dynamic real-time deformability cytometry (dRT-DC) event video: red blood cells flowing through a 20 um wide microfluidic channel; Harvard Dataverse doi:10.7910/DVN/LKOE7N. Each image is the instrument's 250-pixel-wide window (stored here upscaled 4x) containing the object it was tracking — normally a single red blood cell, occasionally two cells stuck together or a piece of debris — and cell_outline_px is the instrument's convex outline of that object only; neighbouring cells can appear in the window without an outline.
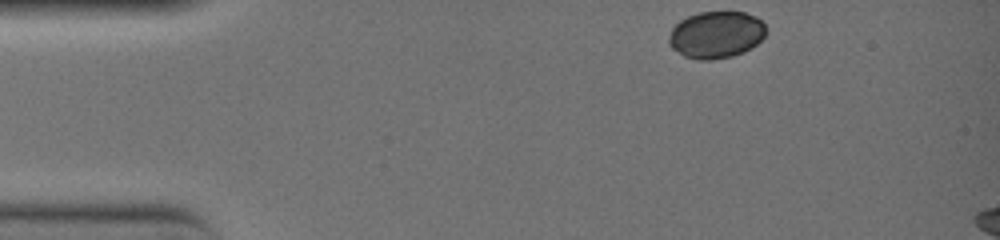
{"species": "common noctule bat (a hibernating species)", "species_latin": "Nyctalus noctula", "temperature_condition": "warm", "stored_images_in_passage": 5, "camera_frame_rate_fps": 3000, "um_per_image_px": 0.085, "animal": {"sex": "female", "body_mass_g": 19.0, "forearm_length_mm": 51.5}, "frame": {"image": 1, "passage_image": 1, "time_ms": 0.0, "image_size_px": [1000, 240], "cell_outline_px": [[768, 28], [764, 36], [752, 48], [744, 52], [732, 56], [712, 60], [700, 60], [684, 56], [672, 48], [668, 44], [668, 36], [672, 28], [680, 20], [688, 16], [700, 12], [744, 12], [756, 16]], "centroid_in_image_um": [60.87, 2.95], "position_along_channel_um": 24.1, "area_um2": 26.76}}